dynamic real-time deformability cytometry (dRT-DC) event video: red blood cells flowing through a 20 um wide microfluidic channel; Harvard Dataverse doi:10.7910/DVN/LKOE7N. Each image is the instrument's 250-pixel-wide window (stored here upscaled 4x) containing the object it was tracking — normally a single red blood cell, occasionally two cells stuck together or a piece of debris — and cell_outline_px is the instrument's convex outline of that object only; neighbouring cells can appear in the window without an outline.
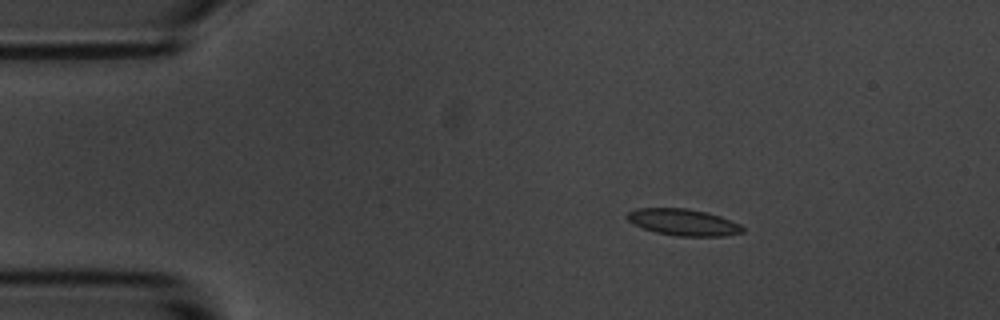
{"species": "common noctule bat (a hibernating species)", "species_latin": "Nyctalus noctula", "temperature_condition": "room temperature", "stored_images_in_passage": 5, "camera_frame_rate_fps": 3000, "um_per_image_px": 0.085, "animal": {"sex": "male", "body_mass_g": 20.1, "forearm_length_mm": 53.5}, "frame": {"image": 1, "passage_image": 2, "time_ms": 1.333, "image_size_px": [1000, 320], "cell_outline_px": [[744, 232], [724, 236], [676, 236], [656, 232], [644, 228], [628, 220], [624, 216], [628, 212], [636, 208], [688, 208], [708, 212], [720, 216], [740, 224], [744, 228]], "centroid_in_image_um": [58.09, 18.88], "position_along_channel_um": 26.9, "area_um2": 17.92}}